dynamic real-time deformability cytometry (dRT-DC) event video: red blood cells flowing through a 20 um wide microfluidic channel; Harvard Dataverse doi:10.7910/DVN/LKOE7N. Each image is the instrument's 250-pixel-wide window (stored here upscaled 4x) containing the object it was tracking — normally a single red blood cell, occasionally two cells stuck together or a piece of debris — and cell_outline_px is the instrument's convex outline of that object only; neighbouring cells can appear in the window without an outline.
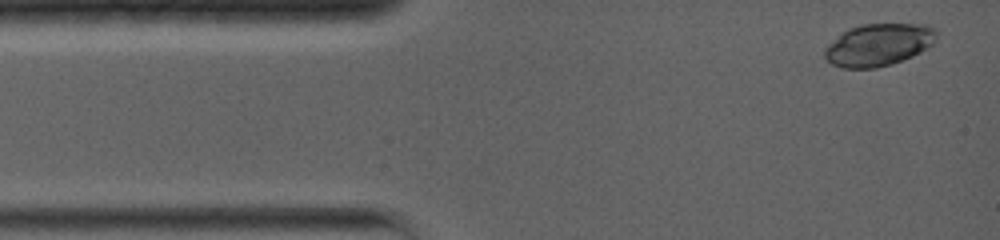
{"species": "common noctule bat (a hibernating species)", "species_latin": "Nyctalus noctula", "temperature_condition": "warm", "stored_images_in_passage": 20, "camera_frame_rate_fps": 5000, "um_per_image_px": 0.085, "animal": {"sex": "female", "body_mass_g": 19.0, "forearm_length_mm": 56.7}, "frame": {"image": 1, "passage_image": 1, "time_ms": 0.0, "image_size_px": [1000, 240], "cell_outline_px": [[936, 40], [932, 44], [920, 52], [912, 56], [892, 64], [876, 68], [844, 68], [832, 64], [824, 56], [824, 48], [828, 44], [848, 28], [860, 24], [928, 24], [936, 28]], "centroid_in_image_um": [74.68, 3.8], "position_along_channel_um": 10.3, "area_um2": 27.63}}
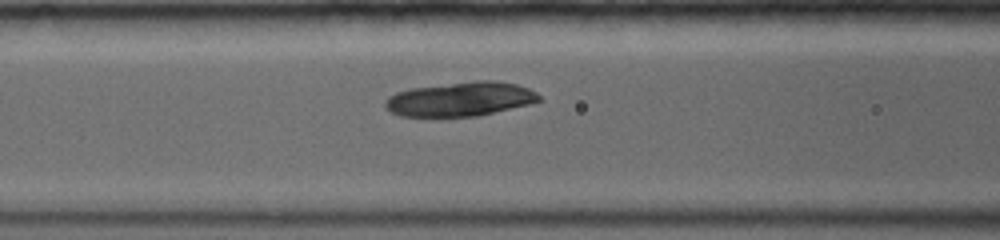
{"frame": {"image": 2, "passage_image": 12, "time_ms": 4.6, "image_size_px": [1000, 240], "cell_outline_px": [[540, 100], [528, 104], [480, 116], [400, 116], [392, 112], [384, 104], [384, 100], [388, 96], [396, 92], [408, 88], [476, 80], [496, 80], [516, 84], [528, 88], [536, 92], [540, 96]], "centroid_in_image_um": [39.12, 8.41], "position_along_channel_um": 127.5, "area_um2": 30.75}}
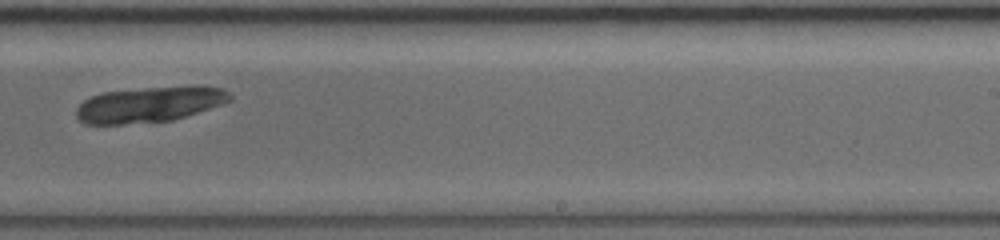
{"frame": {"image": 3, "passage_image": 20, "time_ms": 8.4, "image_size_px": [1000, 240], "cell_outline_px": [[232, 100], [172, 120], [120, 124], [84, 124], [76, 116], [76, 108], [84, 100], [100, 92], [144, 88], [192, 84], [200, 84], [224, 88], [232, 96]], "centroid_in_image_um": [12.72, 8.84], "position_along_channel_um": 276.3, "area_um2": 32.08}}